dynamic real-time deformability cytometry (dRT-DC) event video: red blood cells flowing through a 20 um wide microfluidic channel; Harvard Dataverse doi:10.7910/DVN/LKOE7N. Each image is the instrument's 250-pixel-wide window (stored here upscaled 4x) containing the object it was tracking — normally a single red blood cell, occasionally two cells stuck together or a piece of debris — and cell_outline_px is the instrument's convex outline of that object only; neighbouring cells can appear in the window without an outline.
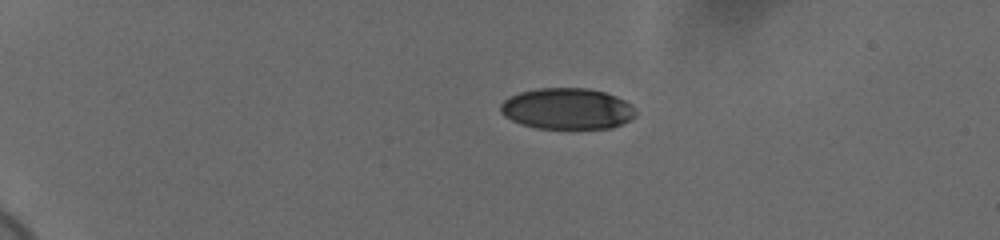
{"species": "human", "species_latin": "Homo sapiens", "temperature_condition": "cold", "stored_images_in_passage": 45, "camera_frame_rate_fps": 3000, "um_per_image_px": 0.085, "donor": {"sex": "female"}, "frame": {"image": 1, "passage_image": 1, "time_ms": 0.0, "image_size_px": [1000, 240], "cell_outline_px": [[636, 116], [612, 128], [536, 128], [520, 124], [504, 116], [500, 112], [500, 104], [508, 96], [520, 92], [536, 88], [588, 88], [604, 92], [616, 96], [632, 104], [636, 108]], "centroid_in_image_um": [48.2, 9.23], "position_along_channel_um": 36.8, "area_um2": 32.6}}
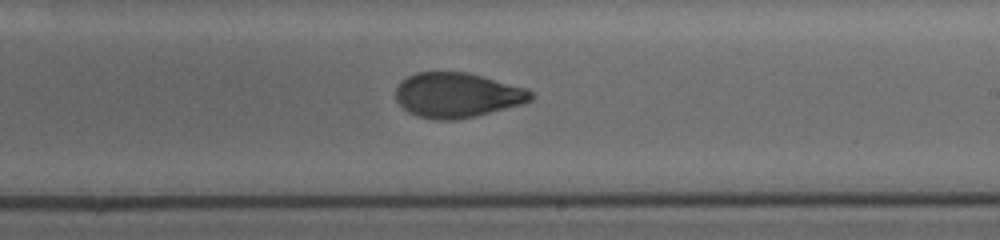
{"frame": {"image": 2, "passage_image": 25, "time_ms": 8.0, "image_size_px": [1000, 240], "cell_outline_px": [[532, 100], [524, 104], [476, 116], [456, 120], [436, 120], [416, 116], [408, 112], [396, 100], [396, 88], [408, 76], [416, 72], [468, 72], [484, 76], [528, 88], [532, 92]], "centroid_in_image_um": [38.9, 8.09], "position_along_channel_um": 250.1, "area_um2": 35.6}}
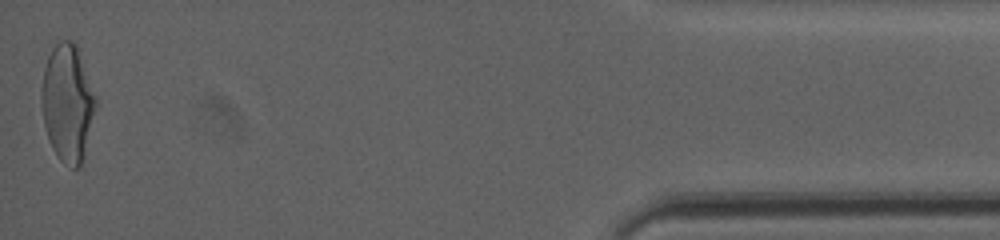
{"frame": {"image": 3, "passage_image": 45, "time_ms": 14.667, "image_size_px": [1000, 240], "cell_outline_px": [[96, 104], [80, 168], [72, 168], [64, 164], [60, 160], [52, 148], [44, 124], [40, 100], [40, 88], [44, 68], [48, 56], [52, 48], [60, 40], [72, 40], [80, 48], [96, 96]], "centroid_in_image_um": [5.73, 8.68], "position_along_channel_um": 429.5, "area_um2": 37.28}, "authors_computed_cell_mechanics": {"area_um2": 35.4892, "velocity_mm_per_s": 3.6926, "shape_relaxation_time_tau1_ms": 5.3071, "shape_relaxation_time_tau2_ms": 1.4515, "deformation_change_tau1": 0.183, "deformation_change_tau2": 0.0674}}